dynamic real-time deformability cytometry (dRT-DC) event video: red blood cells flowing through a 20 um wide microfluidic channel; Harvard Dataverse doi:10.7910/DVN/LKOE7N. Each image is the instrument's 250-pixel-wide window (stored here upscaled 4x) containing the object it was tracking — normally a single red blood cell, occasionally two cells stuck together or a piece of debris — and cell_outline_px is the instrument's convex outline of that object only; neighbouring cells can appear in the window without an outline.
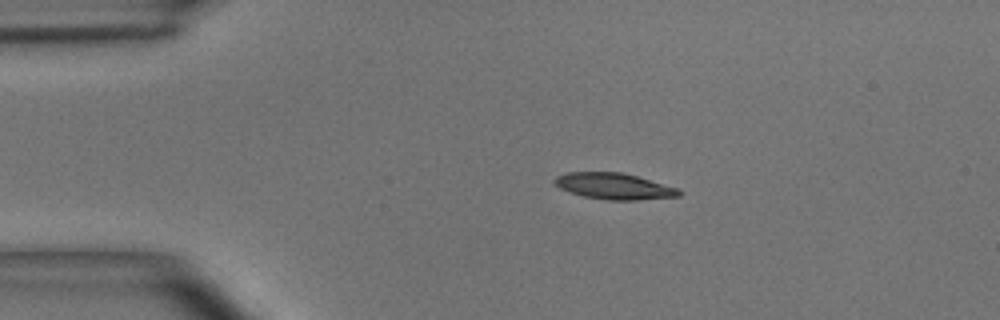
{"species": "common noctule bat (a hibernating species)", "species_latin": "Nyctalus noctula", "temperature_condition": "room temperature", "stored_images_in_passage": 3, "camera_frame_rate_fps": 3000, "um_per_image_px": 0.085, "animal": {"sex": "male", "body_mass_g": 15.6}, "frame": {"image": 1, "passage_image": 2, "time_ms": 0.333, "image_size_px": [1000, 320], "cell_outline_px": [[680, 196], [636, 200], [608, 200], [584, 196], [568, 192], [560, 188], [552, 180], [556, 176], [568, 172], [620, 172], [636, 176], [680, 188]], "centroid_in_image_um": [52.18, 15.82], "position_along_channel_um": 32.8, "area_um2": 18.96}}